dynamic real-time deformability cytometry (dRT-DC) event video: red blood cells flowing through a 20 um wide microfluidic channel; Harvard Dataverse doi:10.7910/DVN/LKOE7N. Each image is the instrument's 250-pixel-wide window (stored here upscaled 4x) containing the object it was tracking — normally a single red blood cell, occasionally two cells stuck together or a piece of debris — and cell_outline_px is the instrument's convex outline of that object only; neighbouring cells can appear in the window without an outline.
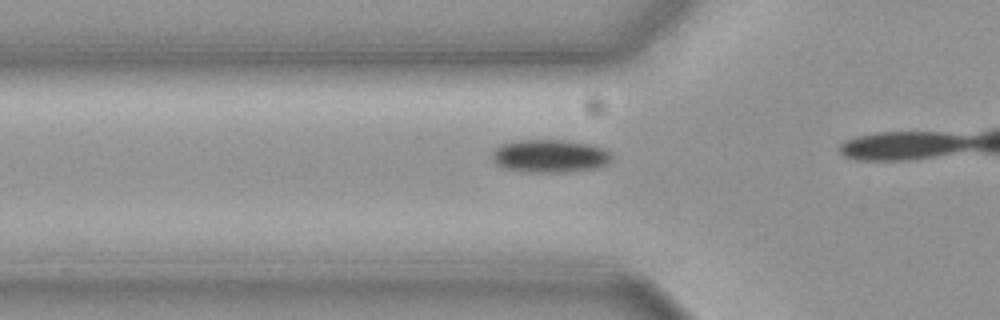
{"species": "common noctule bat (a hibernating species)", "species_latin": "Nyctalus noctula", "temperature_condition": "cold", "stored_images_in_passage": 18, "camera_frame_rate_fps": 3000, "um_per_image_px": 0.085, "animal": {"sex": "female", "body_mass_g": 19.3, "forearm_length_mm": 54.1}, "frame": {"image": 1, "passage_image": 13, "time_ms": 4.0, "image_size_px": [1000, 320], "cell_outline_px": [[612, 156], [604, 164], [596, 168], [564, 172], [528, 172], [504, 168], [496, 164], [492, 160], [492, 152], [500, 144], [520, 140], [564, 140], [588, 144], [604, 148]], "centroid_in_image_um": [46.68, 13.26], "position_along_channel_um": 79.1, "area_um2": 22.77}}
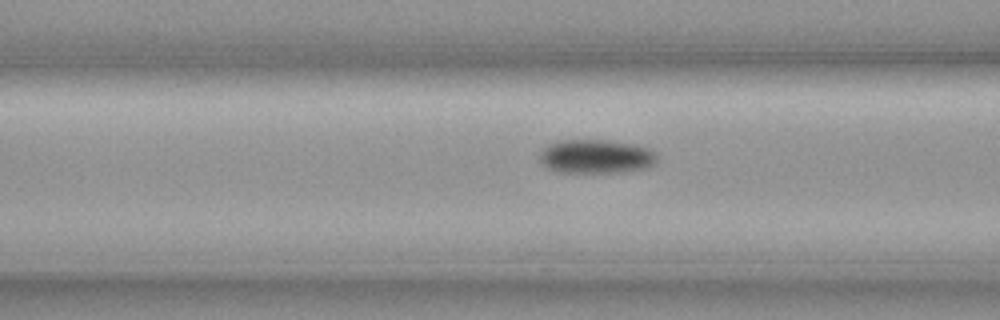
{"frame": {"image": 2, "passage_image": 16, "time_ms": 5.0, "image_size_px": [1000, 320], "cell_outline_px": [[656, 160], [652, 164], [644, 168], [616, 172], [560, 172], [548, 168], [540, 160], [540, 152], [544, 148], [560, 140], [608, 140], [632, 144], [648, 148], [656, 156]], "centroid_in_image_um": [50.63, 13.29], "position_along_channel_um": 116.0, "area_um2": 22.66}}